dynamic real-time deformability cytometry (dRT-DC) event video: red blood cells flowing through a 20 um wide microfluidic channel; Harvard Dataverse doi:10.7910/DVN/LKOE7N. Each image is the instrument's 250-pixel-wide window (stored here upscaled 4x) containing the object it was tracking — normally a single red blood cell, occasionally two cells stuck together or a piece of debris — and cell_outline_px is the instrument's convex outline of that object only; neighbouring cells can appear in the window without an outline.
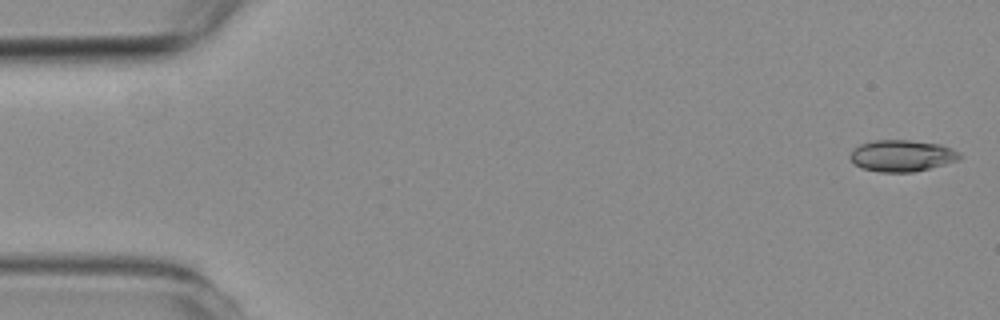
{"species": "common noctule bat (a hibernating species)", "species_latin": "Nyctalus noctula", "temperature_condition": "room temperature", "stored_images_in_passage": 4, "camera_frame_rate_fps": 3000, "um_per_image_px": 0.085, "animal": {"sex": "female", "body_mass_g": 19.3, "forearm_length_mm": 54.1}, "frame": {"image": 1, "passage_image": 1, "time_ms": 0.0, "image_size_px": [1000, 320], "cell_outline_px": [[960, 156], [956, 160], [944, 164], [912, 172], [880, 172], [864, 168], [856, 164], [852, 160], [852, 148], [860, 144], [876, 140], [908, 140], [940, 144], [952, 148], [960, 152]], "centroid_in_image_um": [76.67, 13.22], "position_along_channel_um": 8.3, "area_um2": 19.77}}
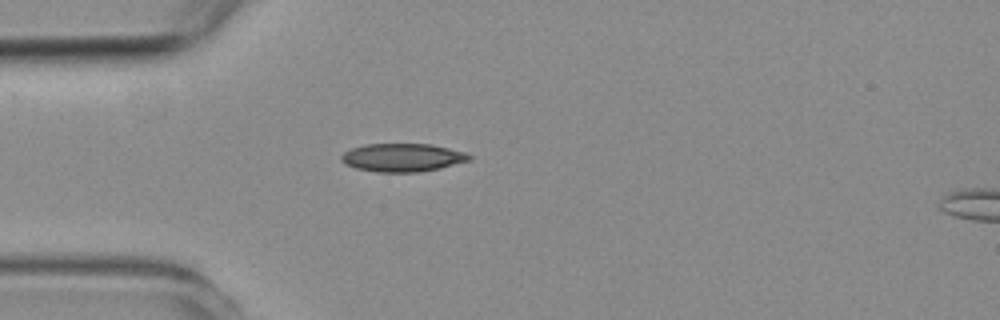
{"frame": {"image": 2, "passage_image": 4, "time_ms": 4.333, "image_size_px": [1000, 320], "cell_outline_px": [[472, 156], [468, 160], [440, 168], [420, 172], [376, 172], [356, 168], [344, 164], [340, 160], [340, 156], [344, 152], [352, 148], [364, 144], [432, 144], [464, 152]], "centroid_in_image_um": [34.16, 13.39], "position_along_channel_um": 50.8, "area_um2": 20.98}}